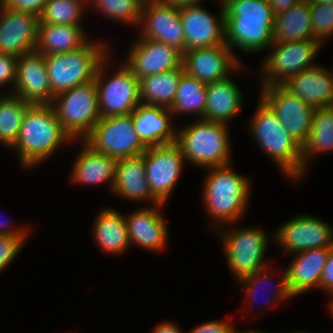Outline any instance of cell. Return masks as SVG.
<instances>
[{
    "instance_id": "1",
    "label": "cell",
    "mask_w": 333,
    "mask_h": 333,
    "mask_svg": "<svg viewBox=\"0 0 333 333\" xmlns=\"http://www.w3.org/2000/svg\"><path fill=\"white\" fill-rule=\"evenodd\" d=\"M224 16L225 43L234 55L235 49L247 54L270 49L275 16L268 0H229Z\"/></svg>"
},
{
    "instance_id": "2",
    "label": "cell",
    "mask_w": 333,
    "mask_h": 333,
    "mask_svg": "<svg viewBox=\"0 0 333 333\" xmlns=\"http://www.w3.org/2000/svg\"><path fill=\"white\" fill-rule=\"evenodd\" d=\"M70 140L50 104H32L25 112L18 138L10 149L18 152L21 167L31 168L54 155Z\"/></svg>"
},
{
    "instance_id": "3",
    "label": "cell",
    "mask_w": 333,
    "mask_h": 333,
    "mask_svg": "<svg viewBox=\"0 0 333 333\" xmlns=\"http://www.w3.org/2000/svg\"><path fill=\"white\" fill-rule=\"evenodd\" d=\"M258 107L249 123L250 134L260 149L275 162L283 174L295 183L302 180V146L287 132L277 114L260 97Z\"/></svg>"
},
{
    "instance_id": "4",
    "label": "cell",
    "mask_w": 333,
    "mask_h": 333,
    "mask_svg": "<svg viewBox=\"0 0 333 333\" xmlns=\"http://www.w3.org/2000/svg\"><path fill=\"white\" fill-rule=\"evenodd\" d=\"M231 163L207 168L203 186L204 206L209 216L223 228L245 214L250 193L249 178L231 169Z\"/></svg>"
},
{
    "instance_id": "5",
    "label": "cell",
    "mask_w": 333,
    "mask_h": 333,
    "mask_svg": "<svg viewBox=\"0 0 333 333\" xmlns=\"http://www.w3.org/2000/svg\"><path fill=\"white\" fill-rule=\"evenodd\" d=\"M227 124L199 119L180 128L176 143L186 162L210 168L230 164V137Z\"/></svg>"
},
{
    "instance_id": "6",
    "label": "cell",
    "mask_w": 333,
    "mask_h": 333,
    "mask_svg": "<svg viewBox=\"0 0 333 333\" xmlns=\"http://www.w3.org/2000/svg\"><path fill=\"white\" fill-rule=\"evenodd\" d=\"M106 45L94 40L71 52L44 56L53 95L93 81L99 64L109 55Z\"/></svg>"
},
{
    "instance_id": "7",
    "label": "cell",
    "mask_w": 333,
    "mask_h": 333,
    "mask_svg": "<svg viewBox=\"0 0 333 333\" xmlns=\"http://www.w3.org/2000/svg\"><path fill=\"white\" fill-rule=\"evenodd\" d=\"M50 105L72 140L83 141L101 118L95 80L56 95Z\"/></svg>"
},
{
    "instance_id": "8",
    "label": "cell",
    "mask_w": 333,
    "mask_h": 333,
    "mask_svg": "<svg viewBox=\"0 0 333 333\" xmlns=\"http://www.w3.org/2000/svg\"><path fill=\"white\" fill-rule=\"evenodd\" d=\"M218 229L229 269L237 280L268 267L264 260L268 240L265 230L257 227ZM226 230V231H225ZM269 238V239H268Z\"/></svg>"
},
{
    "instance_id": "9",
    "label": "cell",
    "mask_w": 333,
    "mask_h": 333,
    "mask_svg": "<svg viewBox=\"0 0 333 333\" xmlns=\"http://www.w3.org/2000/svg\"><path fill=\"white\" fill-rule=\"evenodd\" d=\"M109 55L99 64L95 76L98 106L101 117L130 115L141 103L139 79L123 63L116 73L106 80ZM106 62V63H105Z\"/></svg>"
},
{
    "instance_id": "10",
    "label": "cell",
    "mask_w": 333,
    "mask_h": 333,
    "mask_svg": "<svg viewBox=\"0 0 333 333\" xmlns=\"http://www.w3.org/2000/svg\"><path fill=\"white\" fill-rule=\"evenodd\" d=\"M321 46L315 39L273 42L270 47L274 50L264 58L261 65L262 87L282 85L299 72L315 66L313 60Z\"/></svg>"
},
{
    "instance_id": "11",
    "label": "cell",
    "mask_w": 333,
    "mask_h": 333,
    "mask_svg": "<svg viewBox=\"0 0 333 333\" xmlns=\"http://www.w3.org/2000/svg\"><path fill=\"white\" fill-rule=\"evenodd\" d=\"M83 141L94 151L117 160L141 155L147 149L135 131L131 115L101 117Z\"/></svg>"
},
{
    "instance_id": "12",
    "label": "cell",
    "mask_w": 333,
    "mask_h": 333,
    "mask_svg": "<svg viewBox=\"0 0 333 333\" xmlns=\"http://www.w3.org/2000/svg\"><path fill=\"white\" fill-rule=\"evenodd\" d=\"M142 155L150 190L161 203L165 204L175 189L185 164L181 147L176 142L147 147Z\"/></svg>"
},
{
    "instance_id": "13",
    "label": "cell",
    "mask_w": 333,
    "mask_h": 333,
    "mask_svg": "<svg viewBox=\"0 0 333 333\" xmlns=\"http://www.w3.org/2000/svg\"><path fill=\"white\" fill-rule=\"evenodd\" d=\"M277 114L287 132L301 146L307 141L315 108L283 85L261 87L260 96Z\"/></svg>"
},
{
    "instance_id": "14",
    "label": "cell",
    "mask_w": 333,
    "mask_h": 333,
    "mask_svg": "<svg viewBox=\"0 0 333 333\" xmlns=\"http://www.w3.org/2000/svg\"><path fill=\"white\" fill-rule=\"evenodd\" d=\"M272 237L286 254H294L309 249L332 247L333 227L319 218L304 214L282 224Z\"/></svg>"
},
{
    "instance_id": "15",
    "label": "cell",
    "mask_w": 333,
    "mask_h": 333,
    "mask_svg": "<svg viewBox=\"0 0 333 333\" xmlns=\"http://www.w3.org/2000/svg\"><path fill=\"white\" fill-rule=\"evenodd\" d=\"M140 27H142L141 38L166 43L182 55L186 52L184 28L179 9L165 5L159 0L144 1L141 8Z\"/></svg>"
},
{
    "instance_id": "16",
    "label": "cell",
    "mask_w": 333,
    "mask_h": 333,
    "mask_svg": "<svg viewBox=\"0 0 333 333\" xmlns=\"http://www.w3.org/2000/svg\"><path fill=\"white\" fill-rule=\"evenodd\" d=\"M242 64L226 44L191 49L182 55L184 72L206 84L227 78L232 71L238 73Z\"/></svg>"
},
{
    "instance_id": "17",
    "label": "cell",
    "mask_w": 333,
    "mask_h": 333,
    "mask_svg": "<svg viewBox=\"0 0 333 333\" xmlns=\"http://www.w3.org/2000/svg\"><path fill=\"white\" fill-rule=\"evenodd\" d=\"M39 22V16L12 11L0 2V53L20 57L34 51Z\"/></svg>"
},
{
    "instance_id": "18",
    "label": "cell",
    "mask_w": 333,
    "mask_h": 333,
    "mask_svg": "<svg viewBox=\"0 0 333 333\" xmlns=\"http://www.w3.org/2000/svg\"><path fill=\"white\" fill-rule=\"evenodd\" d=\"M134 42L124 64L138 79L182 65V54L166 43L141 37Z\"/></svg>"
},
{
    "instance_id": "19",
    "label": "cell",
    "mask_w": 333,
    "mask_h": 333,
    "mask_svg": "<svg viewBox=\"0 0 333 333\" xmlns=\"http://www.w3.org/2000/svg\"><path fill=\"white\" fill-rule=\"evenodd\" d=\"M11 93L30 104H51V91L44 55L36 50L18 57L16 84Z\"/></svg>"
},
{
    "instance_id": "20",
    "label": "cell",
    "mask_w": 333,
    "mask_h": 333,
    "mask_svg": "<svg viewBox=\"0 0 333 333\" xmlns=\"http://www.w3.org/2000/svg\"><path fill=\"white\" fill-rule=\"evenodd\" d=\"M180 17L186 51L226 44L224 6L219 20L200 4L180 9Z\"/></svg>"
},
{
    "instance_id": "21",
    "label": "cell",
    "mask_w": 333,
    "mask_h": 333,
    "mask_svg": "<svg viewBox=\"0 0 333 333\" xmlns=\"http://www.w3.org/2000/svg\"><path fill=\"white\" fill-rule=\"evenodd\" d=\"M162 205L164 204L139 208L124 217L130 244L152 251L163 250L167 244L169 231L159 210Z\"/></svg>"
},
{
    "instance_id": "22",
    "label": "cell",
    "mask_w": 333,
    "mask_h": 333,
    "mask_svg": "<svg viewBox=\"0 0 333 333\" xmlns=\"http://www.w3.org/2000/svg\"><path fill=\"white\" fill-rule=\"evenodd\" d=\"M130 115L135 131L146 147L176 142L177 130L171 125L169 116L173 114L169 108L140 103Z\"/></svg>"
},
{
    "instance_id": "23",
    "label": "cell",
    "mask_w": 333,
    "mask_h": 333,
    "mask_svg": "<svg viewBox=\"0 0 333 333\" xmlns=\"http://www.w3.org/2000/svg\"><path fill=\"white\" fill-rule=\"evenodd\" d=\"M282 85L315 109L333 106V71L325 67L303 70Z\"/></svg>"
},
{
    "instance_id": "24",
    "label": "cell",
    "mask_w": 333,
    "mask_h": 333,
    "mask_svg": "<svg viewBox=\"0 0 333 333\" xmlns=\"http://www.w3.org/2000/svg\"><path fill=\"white\" fill-rule=\"evenodd\" d=\"M112 192L125 200H137L136 202L149 200L153 205L163 204L150 190L142 154L117 160Z\"/></svg>"
},
{
    "instance_id": "25",
    "label": "cell",
    "mask_w": 333,
    "mask_h": 333,
    "mask_svg": "<svg viewBox=\"0 0 333 333\" xmlns=\"http://www.w3.org/2000/svg\"><path fill=\"white\" fill-rule=\"evenodd\" d=\"M330 248H315L294 253L293 262L286 269L288 286L295 296L320 286Z\"/></svg>"
},
{
    "instance_id": "26",
    "label": "cell",
    "mask_w": 333,
    "mask_h": 333,
    "mask_svg": "<svg viewBox=\"0 0 333 333\" xmlns=\"http://www.w3.org/2000/svg\"><path fill=\"white\" fill-rule=\"evenodd\" d=\"M206 98L203 120L207 121L228 124L243 107L241 91L230 77L207 83Z\"/></svg>"
},
{
    "instance_id": "27",
    "label": "cell",
    "mask_w": 333,
    "mask_h": 333,
    "mask_svg": "<svg viewBox=\"0 0 333 333\" xmlns=\"http://www.w3.org/2000/svg\"><path fill=\"white\" fill-rule=\"evenodd\" d=\"M82 149L78 153L77 159L71 170V180L73 183L97 185L106 183L113 190L115 182V172L117 159L94 151L84 141H81Z\"/></svg>"
},
{
    "instance_id": "28",
    "label": "cell",
    "mask_w": 333,
    "mask_h": 333,
    "mask_svg": "<svg viewBox=\"0 0 333 333\" xmlns=\"http://www.w3.org/2000/svg\"><path fill=\"white\" fill-rule=\"evenodd\" d=\"M95 242L104 251L121 255L129 249L130 241L123 214L118 210L103 208L93 223Z\"/></svg>"
},
{
    "instance_id": "29",
    "label": "cell",
    "mask_w": 333,
    "mask_h": 333,
    "mask_svg": "<svg viewBox=\"0 0 333 333\" xmlns=\"http://www.w3.org/2000/svg\"><path fill=\"white\" fill-rule=\"evenodd\" d=\"M81 25L39 24L36 51L44 56L77 50L88 41Z\"/></svg>"
},
{
    "instance_id": "30",
    "label": "cell",
    "mask_w": 333,
    "mask_h": 333,
    "mask_svg": "<svg viewBox=\"0 0 333 333\" xmlns=\"http://www.w3.org/2000/svg\"><path fill=\"white\" fill-rule=\"evenodd\" d=\"M313 39L310 2L303 0L274 19L273 42L287 43Z\"/></svg>"
},
{
    "instance_id": "31",
    "label": "cell",
    "mask_w": 333,
    "mask_h": 333,
    "mask_svg": "<svg viewBox=\"0 0 333 333\" xmlns=\"http://www.w3.org/2000/svg\"><path fill=\"white\" fill-rule=\"evenodd\" d=\"M183 65L177 69L154 74L139 79V99L141 104L170 108L175 99Z\"/></svg>"
},
{
    "instance_id": "32",
    "label": "cell",
    "mask_w": 333,
    "mask_h": 333,
    "mask_svg": "<svg viewBox=\"0 0 333 333\" xmlns=\"http://www.w3.org/2000/svg\"><path fill=\"white\" fill-rule=\"evenodd\" d=\"M328 151H333V106L315 109L308 139L302 146L303 176L310 158Z\"/></svg>"
},
{
    "instance_id": "33",
    "label": "cell",
    "mask_w": 333,
    "mask_h": 333,
    "mask_svg": "<svg viewBox=\"0 0 333 333\" xmlns=\"http://www.w3.org/2000/svg\"><path fill=\"white\" fill-rule=\"evenodd\" d=\"M207 84L184 73L178 84L173 105L169 108L173 115L191 114L203 119Z\"/></svg>"
},
{
    "instance_id": "34",
    "label": "cell",
    "mask_w": 333,
    "mask_h": 333,
    "mask_svg": "<svg viewBox=\"0 0 333 333\" xmlns=\"http://www.w3.org/2000/svg\"><path fill=\"white\" fill-rule=\"evenodd\" d=\"M3 95L0 97V142L11 148L18 138L25 112L32 104L12 93Z\"/></svg>"
},
{
    "instance_id": "35",
    "label": "cell",
    "mask_w": 333,
    "mask_h": 333,
    "mask_svg": "<svg viewBox=\"0 0 333 333\" xmlns=\"http://www.w3.org/2000/svg\"><path fill=\"white\" fill-rule=\"evenodd\" d=\"M86 0H48L39 17V24L80 25Z\"/></svg>"
},
{
    "instance_id": "36",
    "label": "cell",
    "mask_w": 333,
    "mask_h": 333,
    "mask_svg": "<svg viewBox=\"0 0 333 333\" xmlns=\"http://www.w3.org/2000/svg\"><path fill=\"white\" fill-rule=\"evenodd\" d=\"M143 0H90L92 7L100 10L108 19L122 21L138 27Z\"/></svg>"
},
{
    "instance_id": "37",
    "label": "cell",
    "mask_w": 333,
    "mask_h": 333,
    "mask_svg": "<svg viewBox=\"0 0 333 333\" xmlns=\"http://www.w3.org/2000/svg\"><path fill=\"white\" fill-rule=\"evenodd\" d=\"M267 268L265 267L261 270L256 271L255 273L245 276L242 279H239L238 281L243 285V290L247 294V300L246 302H252L253 296L256 295V291L258 289V285L261 283L267 282V275H272V273L267 272ZM284 273V274H283ZM282 277L280 278V281L277 283L275 288V294L274 297L276 298V301H283V299H289L291 297H294V295L291 293L289 286H288V279H287V272H282ZM263 281V282H262ZM271 281V280H270ZM255 298V297H254ZM253 299V300H252ZM271 300L266 299L265 304H268Z\"/></svg>"
},
{
    "instance_id": "38",
    "label": "cell",
    "mask_w": 333,
    "mask_h": 333,
    "mask_svg": "<svg viewBox=\"0 0 333 333\" xmlns=\"http://www.w3.org/2000/svg\"><path fill=\"white\" fill-rule=\"evenodd\" d=\"M310 13L313 39L322 45L326 39L333 36V3H310Z\"/></svg>"
},
{
    "instance_id": "39",
    "label": "cell",
    "mask_w": 333,
    "mask_h": 333,
    "mask_svg": "<svg viewBox=\"0 0 333 333\" xmlns=\"http://www.w3.org/2000/svg\"><path fill=\"white\" fill-rule=\"evenodd\" d=\"M28 236L0 235V272L20 254Z\"/></svg>"
},
{
    "instance_id": "40",
    "label": "cell",
    "mask_w": 333,
    "mask_h": 333,
    "mask_svg": "<svg viewBox=\"0 0 333 333\" xmlns=\"http://www.w3.org/2000/svg\"><path fill=\"white\" fill-rule=\"evenodd\" d=\"M18 57L0 53V89L5 84H13L11 88L14 89L16 84V70H17ZM1 91V90H0Z\"/></svg>"
},
{
    "instance_id": "41",
    "label": "cell",
    "mask_w": 333,
    "mask_h": 333,
    "mask_svg": "<svg viewBox=\"0 0 333 333\" xmlns=\"http://www.w3.org/2000/svg\"><path fill=\"white\" fill-rule=\"evenodd\" d=\"M7 8L16 12H29L40 17L48 0H0Z\"/></svg>"
},
{
    "instance_id": "42",
    "label": "cell",
    "mask_w": 333,
    "mask_h": 333,
    "mask_svg": "<svg viewBox=\"0 0 333 333\" xmlns=\"http://www.w3.org/2000/svg\"><path fill=\"white\" fill-rule=\"evenodd\" d=\"M235 325L224 320H211L196 325L188 333H233Z\"/></svg>"
},
{
    "instance_id": "43",
    "label": "cell",
    "mask_w": 333,
    "mask_h": 333,
    "mask_svg": "<svg viewBox=\"0 0 333 333\" xmlns=\"http://www.w3.org/2000/svg\"><path fill=\"white\" fill-rule=\"evenodd\" d=\"M319 289H323V291H326L329 295L333 294V246L330 247V251L326 259V264L320 279Z\"/></svg>"
},
{
    "instance_id": "44",
    "label": "cell",
    "mask_w": 333,
    "mask_h": 333,
    "mask_svg": "<svg viewBox=\"0 0 333 333\" xmlns=\"http://www.w3.org/2000/svg\"><path fill=\"white\" fill-rule=\"evenodd\" d=\"M268 1L270 3L274 16H277L283 12H286L292 6L298 4L303 0H268Z\"/></svg>"
},
{
    "instance_id": "45",
    "label": "cell",
    "mask_w": 333,
    "mask_h": 333,
    "mask_svg": "<svg viewBox=\"0 0 333 333\" xmlns=\"http://www.w3.org/2000/svg\"><path fill=\"white\" fill-rule=\"evenodd\" d=\"M5 222L4 220L0 222V235L28 236L30 234V227L28 226L15 229L16 227L13 228L10 223L7 225Z\"/></svg>"
},
{
    "instance_id": "46",
    "label": "cell",
    "mask_w": 333,
    "mask_h": 333,
    "mask_svg": "<svg viewBox=\"0 0 333 333\" xmlns=\"http://www.w3.org/2000/svg\"><path fill=\"white\" fill-rule=\"evenodd\" d=\"M161 3L165 5L171 6L175 9H183L187 8L188 6H194L201 4V0H159ZM203 1V0H202Z\"/></svg>"
},
{
    "instance_id": "47",
    "label": "cell",
    "mask_w": 333,
    "mask_h": 333,
    "mask_svg": "<svg viewBox=\"0 0 333 333\" xmlns=\"http://www.w3.org/2000/svg\"><path fill=\"white\" fill-rule=\"evenodd\" d=\"M152 333H183L176 324L170 322H162L157 325Z\"/></svg>"
},
{
    "instance_id": "48",
    "label": "cell",
    "mask_w": 333,
    "mask_h": 333,
    "mask_svg": "<svg viewBox=\"0 0 333 333\" xmlns=\"http://www.w3.org/2000/svg\"><path fill=\"white\" fill-rule=\"evenodd\" d=\"M311 4H332L333 0H308Z\"/></svg>"
},
{
    "instance_id": "49",
    "label": "cell",
    "mask_w": 333,
    "mask_h": 333,
    "mask_svg": "<svg viewBox=\"0 0 333 333\" xmlns=\"http://www.w3.org/2000/svg\"><path fill=\"white\" fill-rule=\"evenodd\" d=\"M233 333H265V332H261V331H254V330H250V331H238L236 330V328L234 327Z\"/></svg>"
},
{
    "instance_id": "50",
    "label": "cell",
    "mask_w": 333,
    "mask_h": 333,
    "mask_svg": "<svg viewBox=\"0 0 333 333\" xmlns=\"http://www.w3.org/2000/svg\"><path fill=\"white\" fill-rule=\"evenodd\" d=\"M333 296V295H332ZM330 303H329V310H330V313H331V315H332V317H333V298H332V300L331 301H329Z\"/></svg>"
},
{
    "instance_id": "51",
    "label": "cell",
    "mask_w": 333,
    "mask_h": 333,
    "mask_svg": "<svg viewBox=\"0 0 333 333\" xmlns=\"http://www.w3.org/2000/svg\"><path fill=\"white\" fill-rule=\"evenodd\" d=\"M222 4L221 6H224L229 0H219Z\"/></svg>"
},
{
    "instance_id": "52",
    "label": "cell",
    "mask_w": 333,
    "mask_h": 333,
    "mask_svg": "<svg viewBox=\"0 0 333 333\" xmlns=\"http://www.w3.org/2000/svg\"><path fill=\"white\" fill-rule=\"evenodd\" d=\"M289 333H301V332H289ZM302 333H305V332H302ZM306 333H310V332H306Z\"/></svg>"
}]
</instances>
